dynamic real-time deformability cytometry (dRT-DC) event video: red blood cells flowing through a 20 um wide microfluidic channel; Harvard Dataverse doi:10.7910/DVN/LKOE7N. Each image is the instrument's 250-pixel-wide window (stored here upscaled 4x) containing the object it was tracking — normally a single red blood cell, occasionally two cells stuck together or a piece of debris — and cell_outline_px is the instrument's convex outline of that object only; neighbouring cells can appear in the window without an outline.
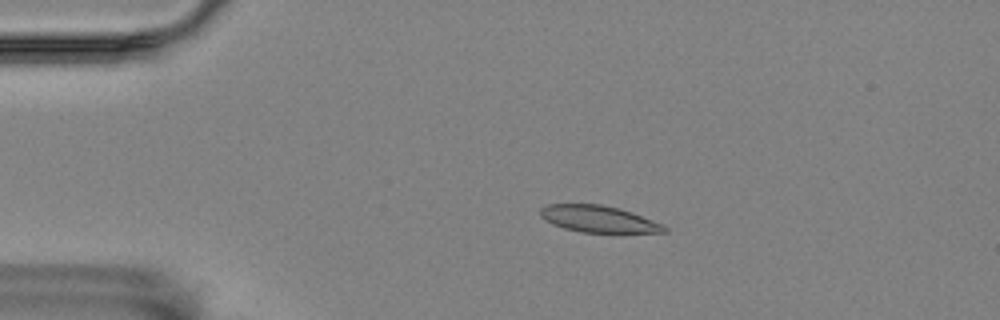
{"species": "Egyptian fruit bat (a non-hibernating species)", "species_latin": "Rousettus aegyptiacus", "temperature_condition": "room temperature", "stored_images_in_passage": 53, "camera_frame_rate_fps": 3000, "um_per_image_px": 0.085, "animal": {"sex": "female"}, "frame": {"image": 1, "passage_image": 8, "time_ms": 2.333, "image_size_px": [1000, 320], "cell_outline_px": [[668, 232], [580, 232], [564, 228], [552, 224], [540, 216], [540, 208], [548, 204], [600, 204], [620, 208], [632, 212], [652, 220], [668, 228]], "centroid_in_image_um": [50.84, 18.6], "position_along_channel_um": 34.2, "area_um2": 19.13}}
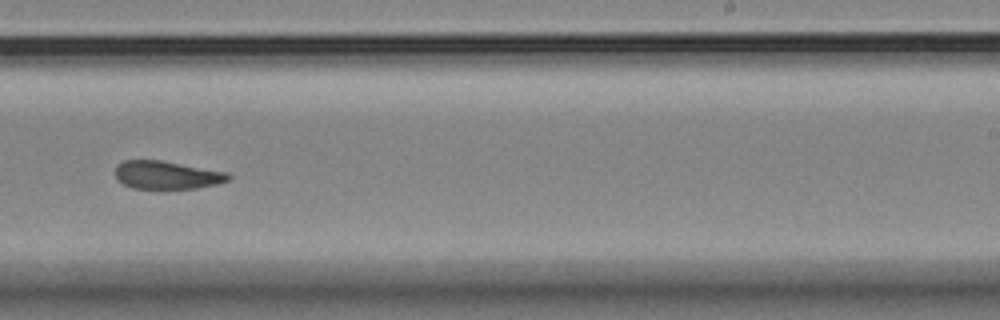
{"frame": {"image": 2, "passage_image": 32, "time_ms": 10.333, "image_size_px": [1000, 320], "cell_outline_px": [[232, 176], [228, 180], [216, 184], [196, 188], [132, 188], [116, 180], [116, 164], [124, 160], [160, 160], [228, 172]], "centroid_in_image_um": [14.16, 14.87], "position_along_channel_um": 274.8, "area_um2": 18.44}}
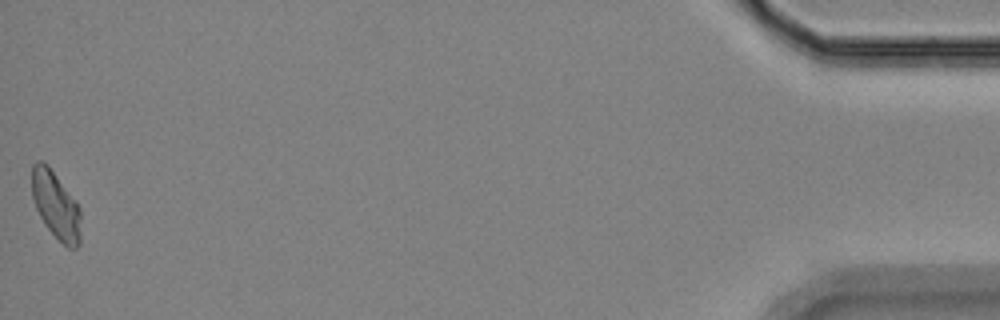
{"frame": {"image": 3, "passage_image": 53, "time_ms": 17.333, "image_size_px": [1000, 320], "cell_outline_px": [[80, 244], [76, 248], [68, 248], [44, 224], [36, 208], [32, 196], [32, 164], [36, 160], [44, 160], [48, 164], [80, 208]], "centroid_in_image_um": [4.73, 17.41], "position_along_channel_um": 430.5, "area_um2": 19.07}, "authors_computed_cell_mechanics": {"area_um2": 19.3052, "velocity_mm_per_s": 3.5307, "shape_relaxation_time_tau1_ms": null, "shape_relaxation_time_tau2_ms": 5.9362, "deformation_change_tau1": null, "deformation_change_tau2": 0.1226}}